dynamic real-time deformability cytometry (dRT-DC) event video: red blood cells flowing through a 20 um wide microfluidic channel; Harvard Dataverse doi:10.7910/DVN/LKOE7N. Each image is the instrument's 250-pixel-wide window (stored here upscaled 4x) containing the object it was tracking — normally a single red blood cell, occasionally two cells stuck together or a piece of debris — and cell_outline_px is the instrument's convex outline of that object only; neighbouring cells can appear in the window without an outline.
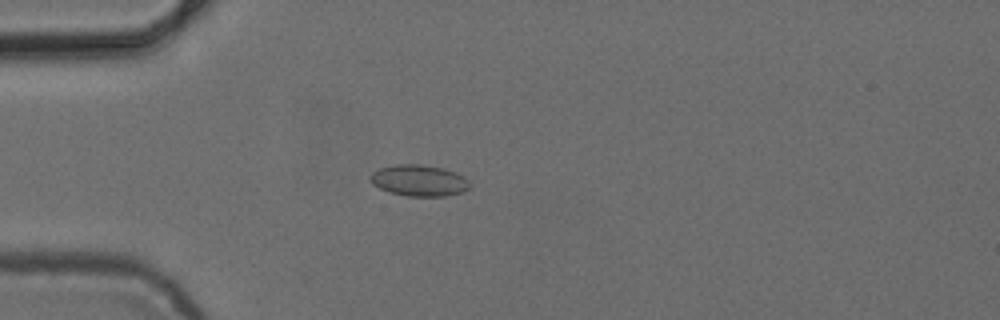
{"species": "common noctule bat (a hibernating species)", "species_latin": "Nyctalus noctula", "temperature_condition": "cold", "stored_images_in_passage": 38, "camera_frame_rate_fps": 3000, "um_per_image_px": 0.085, "animal": {"sex": "female", "body_mass_g": 24.6, "forearm_length_mm": 56.2}, "frame": {"image": 1, "passage_image": 2, "time_ms": 0.333, "image_size_px": [1000, 320], "cell_outline_px": [[468, 188], [464, 192], [444, 196], [408, 196], [388, 192], [372, 184], [368, 180], [368, 176], [372, 172], [380, 168], [396, 164], [420, 164], [444, 168], [456, 172], [464, 176], [468, 180]], "centroid_in_image_um": [35.59, 15.34], "position_along_channel_um": 49.4, "area_um2": 18.32}}
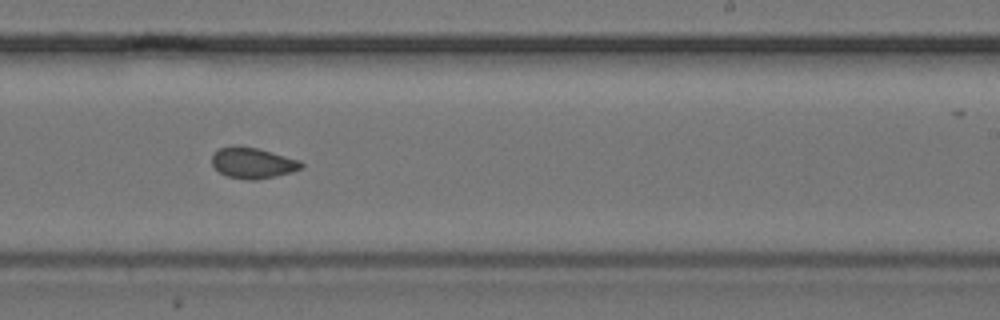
{"frame": {"image": 2, "passage_image": 20, "time_ms": 6.333, "image_size_px": [1000, 320], "cell_outline_px": [[304, 168], [292, 172], [276, 176], [256, 180], [248, 180], [228, 176], [220, 172], [212, 164], [212, 152], [220, 148], [232, 144], [256, 148], [300, 160], [304, 164]], "centroid_in_image_um": [21.48, 13.84], "position_along_channel_um": 267.5, "area_um2": 16.18}}
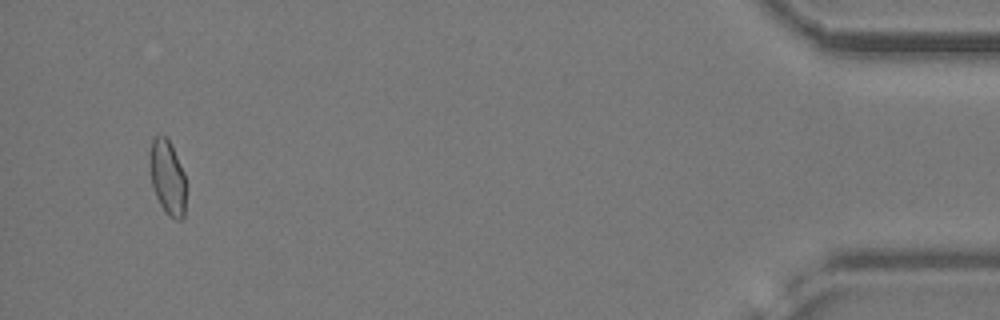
{"frame": {"image": 3, "passage_image": 38, "time_ms": 12.333, "image_size_px": [1000, 320], "cell_outline_px": [[188, 184], [184, 216], [180, 220], [176, 220], [168, 216], [164, 212], [156, 196], [152, 184], [148, 164], [148, 152], [152, 140], [156, 136], [164, 136], [168, 140], [184, 172]], "centroid_in_image_um": [14.25, 15.13], "position_along_channel_um": 421.0, "area_um2": 16.3}, "authors_computed_cell_mechanics": {"area_um2": 16.0106, "velocity_mm_per_s": 3.8644, "shape_relaxation_time_tau1_ms": null, "shape_relaxation_time_tau2_ms": 1.2883, "deformation_change_tau1": null, "deformation_change_tau2": 0.0399}}